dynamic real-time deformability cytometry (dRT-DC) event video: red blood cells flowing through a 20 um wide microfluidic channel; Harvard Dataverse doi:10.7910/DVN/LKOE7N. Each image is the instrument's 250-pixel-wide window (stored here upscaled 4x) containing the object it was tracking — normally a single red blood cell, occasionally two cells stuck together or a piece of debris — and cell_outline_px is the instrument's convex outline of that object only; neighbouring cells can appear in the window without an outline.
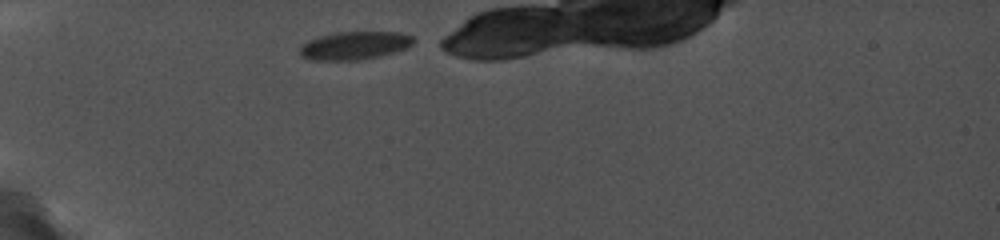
{"species": "common noctule bat (a hibernating species)", "species_latin": "Nyctalus noctula", "temperature_condition": "cold", "stored_images_in_passage": 26, "camera_frame_rate_fps": 5000, "um_per_image_px": 0.085, "animal": {"sex": "female", "body_mass_g": 19.0, "forearm_length_mm": 56.7}, "frame": {"image": 1, "passage_image": 1, "time_ms": 0.0, "image_size_px": [1000, 240], "cell_outline_px": [[416, 40], [412, 44], [404, 48], [392, 52], [360, 60], [312, 60], [304, 56], [300, 52], [300, 48], [308, 40], [320, 36], [336, 32], [400, 32], [412, 36]], "centroid_in_image_um": [30.15, 3.86], "position_along_channel_um": 54.9, "area_um2": 18.26}}
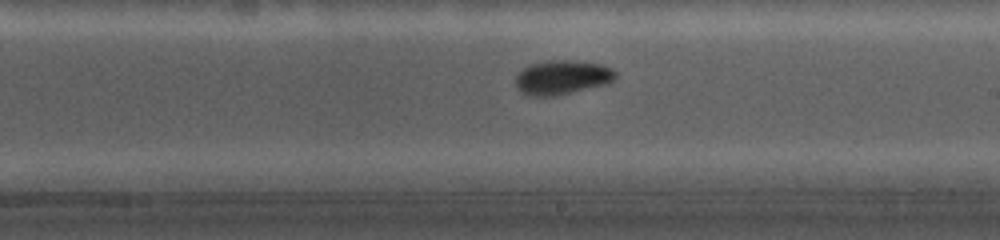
{"frame": {"image": 2, "passage_image": 16, "time_ms": 5.6, "image_size_px": [1000, 240], "cell_outline_px": [[616, 76], [612, 80], [604, 84], [552, 96], [528, 96], [516, 84], [516, 76], [528, 64], [548, 60], [572, 60], [604, 64], [612, 68], [616, 72]], "centroid_in_image_um": [47.79, 6.54], "position_along_channel_um": 241.2, "area_um2": 19.65}}
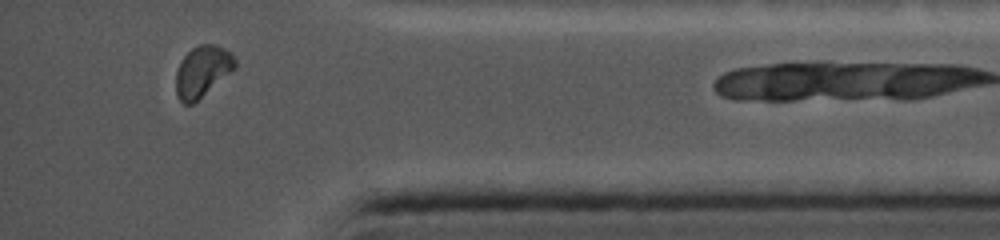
{"frame": {"image": 3, "passage_image": 24, "time_ms": 10.4, "image_size_px": [1000, 240], "cell_outline_px": [[236, 68], [192, 104], [184, 104], [180, 100], [176, 92], [176, 72], [180, 60], [192, 48], [200, 44], [216, 44], [232, 52], [236, 60]], "centroid_in_image_um": [17.21, 6.03], "position_along_channel_um": 418.0, "area_um2": 17.57}}